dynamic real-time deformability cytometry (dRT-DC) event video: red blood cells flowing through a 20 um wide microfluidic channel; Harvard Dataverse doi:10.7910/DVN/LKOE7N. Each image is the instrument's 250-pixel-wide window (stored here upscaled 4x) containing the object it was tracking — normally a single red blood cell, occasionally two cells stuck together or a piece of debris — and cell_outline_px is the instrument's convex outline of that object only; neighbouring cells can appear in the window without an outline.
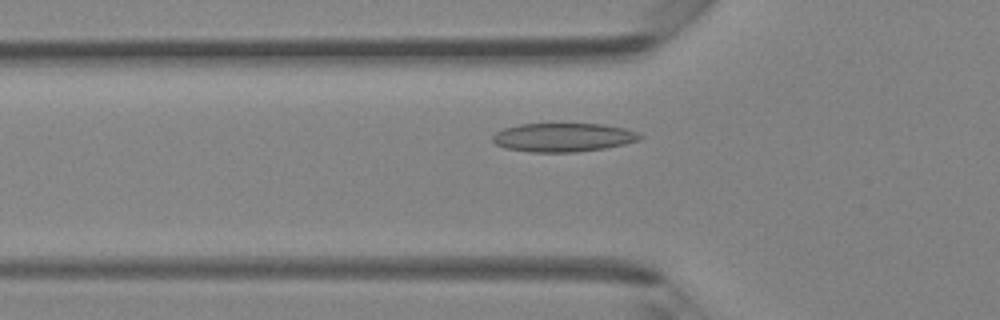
{"species": "Egyptian fruit bat (a non-hibernating species)", "species_latin": "Rousettus aegyptiacus", "temperature_condition": "room temperature", "stored_images_in_passage": 41, "camera_frame_rate_fps": 3000, "um_per_image_px": 0.085, "animal": {"sex": "female"}, "frame": {"image": 1, "passage_image": 13, "time_ms": 4.0, "image_size_px": [1000, 320], "cell_outline_px": [[644, 136], [640, 140], [624, 144], [604, 148], [576, 152], [532, 152], [508, 148], [496, 144], [492, 140], [492, 136], [496, 132], [504, 128], [520, 124], [604, 124], [624, 128], [636, 132]], "centroid_in_image_um": [47.89, 11.67], "position_along_channel_um": 77.9, "area_um2": 24.51}}
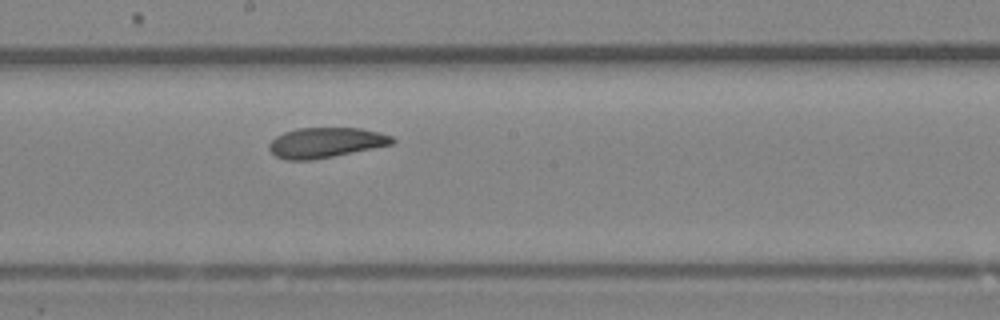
{"frame": {"image": 2, "passage_image": 22, "time_ms": 7.0, "image_size_px": [1000, 320], "cell_outline_px": [[396, 140], [392, 144], [312, 160], [284, 160], [276, 156], [268, 148], [268, 144], [276, 136], [284, 132], [296, 128], [360, 128], [380, 132], [392, 136]], "centroid_in_image_um": [27.66, 12.11], "position_along_channel_um": 220.5, "area_um2": 21.56}}
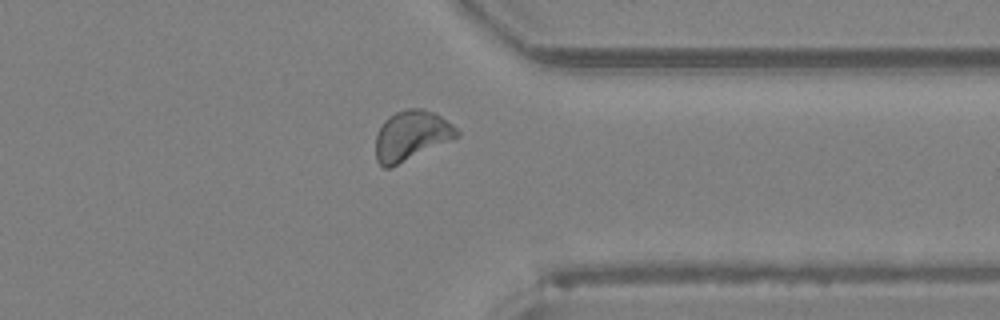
{"frame": {"image": 3, "passage_image": 32, "time_ms": 10.333, "image_size_px": [1000, 320], "cell_outline_px": [[460, 136], [392, 168], [384, 168], [376, 160], [376, 136], [384, 120], [388, 116], [404, 108], [420, 108], [432, 112], [440, 116], [452, 124], [460, 132]], "centroid_in_image_um": [34.96, 11.54], "position_along_channel_um": 376.4, "area_um2": 23.7}}